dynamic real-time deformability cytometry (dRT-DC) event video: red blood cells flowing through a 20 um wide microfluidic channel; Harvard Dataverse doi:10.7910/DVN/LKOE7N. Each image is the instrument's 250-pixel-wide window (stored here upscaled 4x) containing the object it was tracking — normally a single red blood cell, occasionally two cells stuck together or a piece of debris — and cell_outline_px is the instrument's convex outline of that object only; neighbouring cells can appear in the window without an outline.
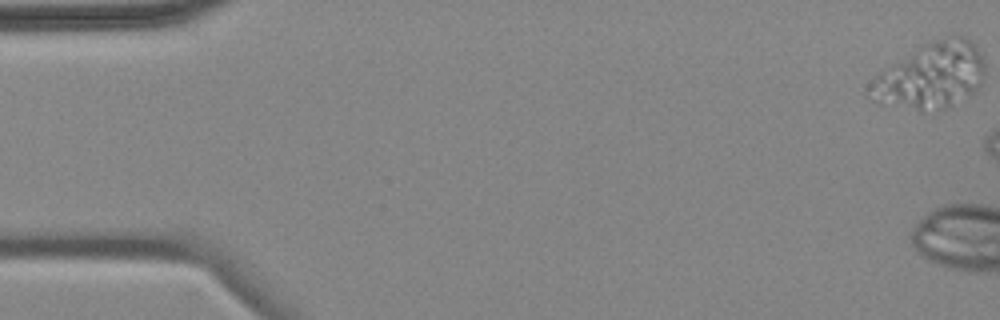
{"species": "common noctule bat (a hibernating species)", "species_latin": "Nyctalus noctula", "temperature_condition": "cold", "stored_images_in_passage": 6, "camera_frame_rate_fps": 3000, "um_per_image_px": 0.085, "animal": {"sex": "female", "body_mass_g": 18.4}, "frame": {"image": 1, "passage_image": 1, "time_ms": 0.0, "image_size_px": [1000, 320], "cell_outline_px": [[984, 72], [980, 84], [976, 92], [944, 108], [920, 112], [880, 104], [872, 100], [868, 84], [880, 72], [920, 44], [944, 36], [964, 36], [972, 40], [984, 64]], "centroid_in_image_um": [79.1, 6.44], "position_along_channel_um": 5.9, "area_um2": 44.39}}